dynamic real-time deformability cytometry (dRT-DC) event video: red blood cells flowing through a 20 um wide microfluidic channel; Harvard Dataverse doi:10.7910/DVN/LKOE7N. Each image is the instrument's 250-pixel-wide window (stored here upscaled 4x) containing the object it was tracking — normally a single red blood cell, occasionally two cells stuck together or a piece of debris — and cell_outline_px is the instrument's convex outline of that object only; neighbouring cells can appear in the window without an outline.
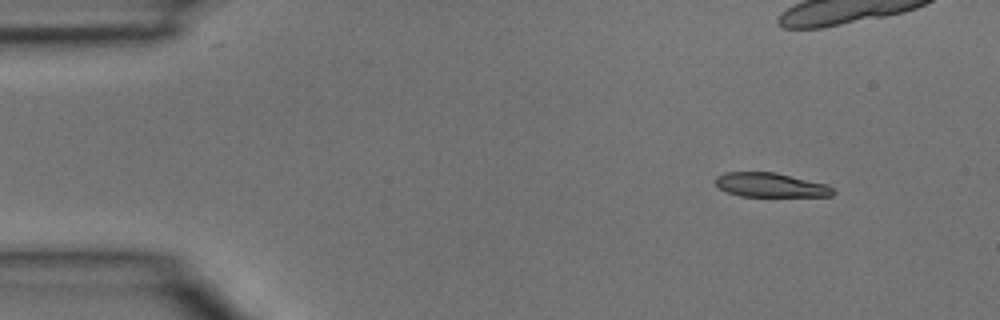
{"species": "common noctule bat (a hibernating species)", "species_latin": "Nyctalus noctula", "temperature_condition": "room temperature", "stored_images_in_passage": 8, "camera_frame_rate_fps": 3000, "um_per_image_px": 0.085, "animal": {"sex": "male", "body_mass_g": 15.6}, "frame": {"image": 1, "passage_image": 2, "time_ms": 0.333, "image_size_px": [1000, 320], "cell_outline_px": [[836, 192], [832, 196], [740, 196], [728, 192], [720, 188], [712, 180], [716, 176], [724, 172], [776, 172], [828, 184]], "centroid_in_image_um": [65.5, 15.72], "position_along_channel_um": 19.5, "area_um2": 16.76}}
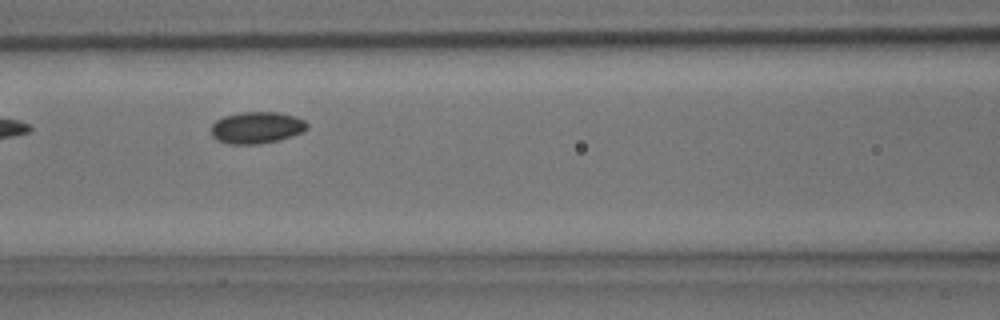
{"frame": {"image": 2, "passage_image": 7, "time_ms": 2.0, "image_size_px": [1000, 320], "cell_outline_px": [[308, 128], [304, 132], [280, 140], [260, 144], [228, 144], [216, 140], [212, 136], [212, 124], [216, 120], [224, 116], [240, 112], [276, 112], [296, 116], [304, 120], [308, 124]], "centroid_in_image_um": [21.83, 10.85], "position_along_channel_um": 144.8, "area_um2": 17.98}}